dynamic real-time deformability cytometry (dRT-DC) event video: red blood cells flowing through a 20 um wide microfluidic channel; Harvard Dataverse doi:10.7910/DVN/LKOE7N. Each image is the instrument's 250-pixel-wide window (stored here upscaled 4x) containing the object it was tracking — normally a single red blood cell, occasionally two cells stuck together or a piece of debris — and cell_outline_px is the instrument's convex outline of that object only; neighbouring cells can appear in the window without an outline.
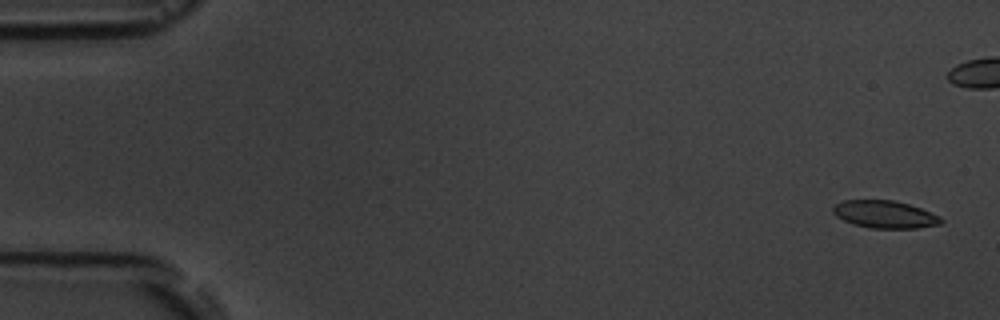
{"species": "common noctule bat (a hibernating species)", "species_latin": "Nyctalus noctula", "temperature_condition": "room temperature", "stored_images_in_passage": 6, "camera_frame_rate_fps": 3000, "um_per_image_px": 0.085, "animal": {"sex": "male", "body_mass_g": 19.5, "forearm_length_mm": 54.6}, "frame": {"image": 1, "passage_image": 1, "time_ms": 0.0, "image_size_px": [1000, 320], "cell_outline_px": [[944, 220], [940, 224], [916, 228], [872, 228], [852, 224], [836, 216], [832, 212], [832, 208], [836, 204], [844, 200], [896, 200], [920, 208], [940, 216]], "centroid_in_image_um": [75.2, 18.22], "position_along_channel_um": 9.8, "area_um2": 17.28}}
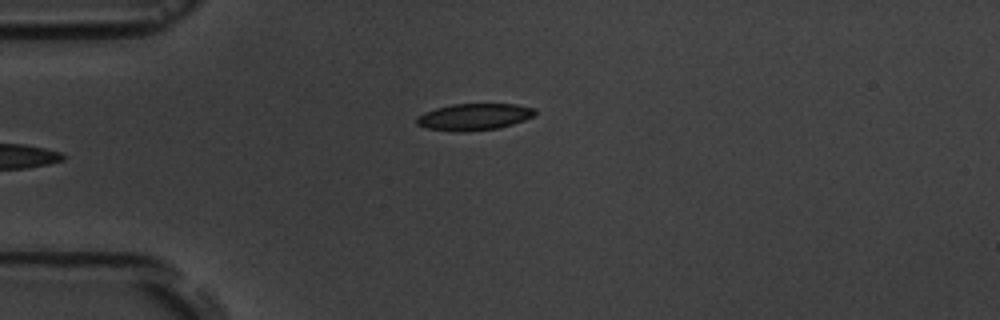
{"frame": {"image": 2, "passage_image": 6, "time_ms": 5.667, "image_size_px": [1000, 320], "cell_outline_px": [[536, 112], [532, 116], [524, 120], [512, 124], [496, 128], [464, 132], [456, 132], [428, 128], [416, 124], [416, 116], [424, 112], [436, 108], [452, 104], [516, 104], [536, 108]], "centroid_in_image_um": [40.27, 9.92], "position_along_channel_um": 44.7, "area_um2": 18.38}}